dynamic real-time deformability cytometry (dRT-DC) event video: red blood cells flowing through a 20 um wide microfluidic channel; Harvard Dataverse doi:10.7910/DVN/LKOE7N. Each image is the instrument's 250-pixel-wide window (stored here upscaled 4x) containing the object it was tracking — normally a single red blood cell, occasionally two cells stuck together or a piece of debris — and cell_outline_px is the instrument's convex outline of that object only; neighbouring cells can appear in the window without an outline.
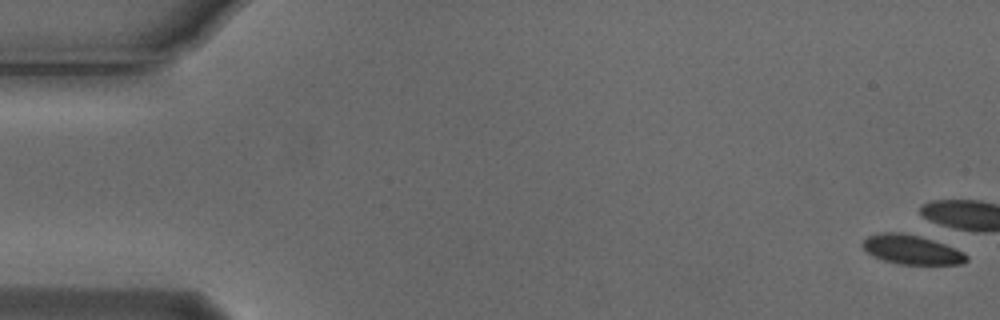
{"species": "Egyptian fruit bat (a non-hibernating species)", "species_latin": "Rousettus aegyptiacus", "temperature_condition": "cold", "stored_images_in_passage": 4, "camera_frame_rate_fps": 3000, "um_per_image_px": 0.085, "animal": {"sex": "male"}, "frame": {"image": 1, "passage_image": 1, "time_ms": 0.0, "image_size_px": [1000, 320], "cell_outline_px": [[968, 260], [960, 264], [896, 264], [872, 256], [860, 244], [868, 236], [884, 232], [900, 232], [920, 236], [944, 244], [964, 252], [968, 256]], "centroid_in_image_um": [77.47, 21.22], "position_along_channel_um": 7.5, "area_um2": 17.63}}